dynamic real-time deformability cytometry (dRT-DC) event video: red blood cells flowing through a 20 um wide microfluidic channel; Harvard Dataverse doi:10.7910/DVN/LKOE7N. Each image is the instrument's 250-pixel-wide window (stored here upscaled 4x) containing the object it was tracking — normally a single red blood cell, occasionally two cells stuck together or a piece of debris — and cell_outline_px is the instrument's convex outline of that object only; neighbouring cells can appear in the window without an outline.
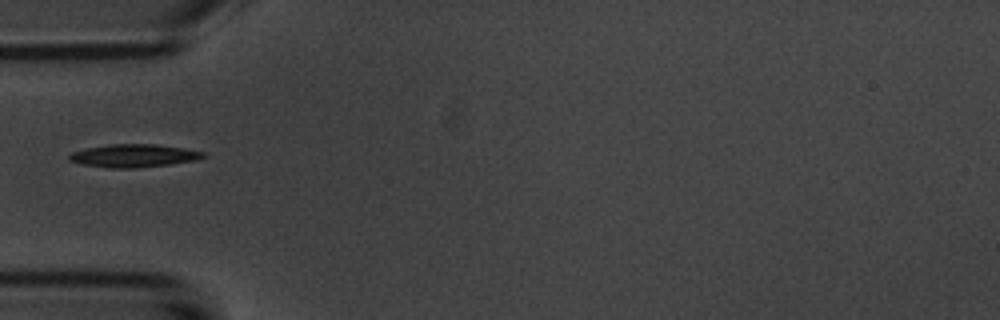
{"species": "common noctule bat (a hibernating species)", "species_latin": "Nyctalus noctula", "temperature_condition": "room temperature", "stored_images_in_passage": 2, "camera_frame_rate_fps": 3000, "um_per_image_px": 0.085, "animal": {"sex": "male", "body_mass_g": 20.1, "forearm_length_mm": 53.5}, "frame": {"image": 1, "passage_image": 2, "time_ms": 1.0, "image_size_px": [1000, 320], "cell_outline_px": [[204, 156], [200, 160], [136, 168], [108, 168], [80, 164], [68, 160], [68, 156], [72, 152], [88, 148], [108, 144], [156, 144], [184, 148], [204, 152]], "centroid_in_image_um": [11.36, 13.24], "position_along_channel_um": 73.6, "area_um2": 17.98}}